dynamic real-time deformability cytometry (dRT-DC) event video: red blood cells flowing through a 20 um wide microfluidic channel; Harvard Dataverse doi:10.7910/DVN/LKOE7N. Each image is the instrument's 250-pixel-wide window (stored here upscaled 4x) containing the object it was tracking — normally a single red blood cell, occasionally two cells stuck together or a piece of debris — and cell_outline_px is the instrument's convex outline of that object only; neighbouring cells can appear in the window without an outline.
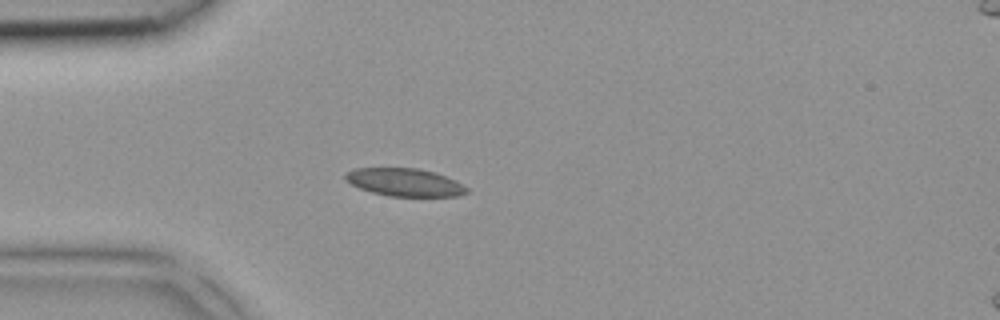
{"species": "common noctule bat (a hibernating species)", "species_latin": "Nyctalus noctula", "temperature_condition": "room temperature", "stored_images_in_passage": 4, "camera_frame_rate_fps": 3000, "um_per_image_px": 0.085, "animal": {"sex": "female", "body_mass_g": 18.4}, "frame": {"image": 1, "passage_image": 4, "time_ms": 1.0, "image_size_px": [1000, 320], "cell_outline_px": [[468, 192], [460, 196], [388, 196], [372, 192], [360, 188], [344, 180], [344, 172], [352, 168], [420, 168], [436, 172], [456, 180], [468, 188]], "centroid_in_image_um": [34.39, 15.48], "position_along_channel_um": 50.6, "area_um2": 19.94}}